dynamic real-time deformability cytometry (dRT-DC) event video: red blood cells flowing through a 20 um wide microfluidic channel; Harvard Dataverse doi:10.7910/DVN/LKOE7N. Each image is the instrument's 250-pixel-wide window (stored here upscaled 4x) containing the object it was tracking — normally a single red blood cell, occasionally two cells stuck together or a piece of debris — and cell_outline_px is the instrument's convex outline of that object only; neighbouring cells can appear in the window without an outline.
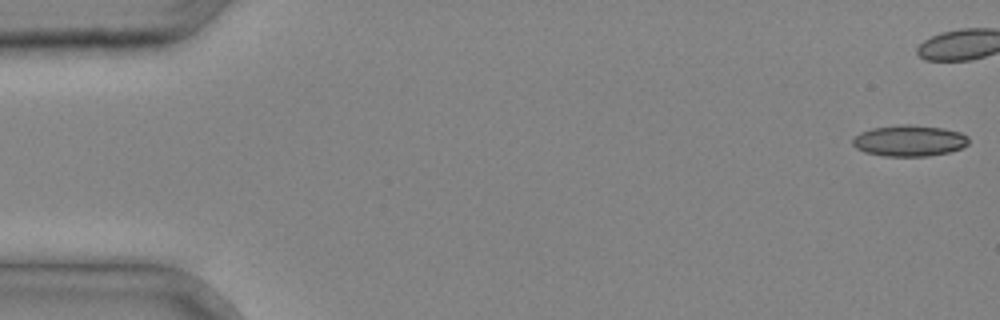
{"species": "common noctule bat (a hibernating species)", "species_latin": "Nyctalus noctula", "temperature_condition": "cold", "stored_images_in_passage": 31, "camera_frame_rate_fps": 3000, "um_per_image_px": 0.085, "animal": {"sex": "male", "body_mass_g": 20.4}, "frame": {"image": 1, "passage_image": 1, "time_ms": 0.0, "image_size_px": [1000, 320], "cell_outline_px": [[968, 144], [960, 148], [948, 152], [928, 156], [884, 156], [864, 152], [856, 148], [852, 144], [852, 140], [860, 132], [872, 128], [904, 124], [912, 124], [944, 128], [960, 132], [968, 136]], "centroid_in_image_um": [77.28, 11.95], "position_along_channel_um": 7.7, "area_um2": 21.1}}